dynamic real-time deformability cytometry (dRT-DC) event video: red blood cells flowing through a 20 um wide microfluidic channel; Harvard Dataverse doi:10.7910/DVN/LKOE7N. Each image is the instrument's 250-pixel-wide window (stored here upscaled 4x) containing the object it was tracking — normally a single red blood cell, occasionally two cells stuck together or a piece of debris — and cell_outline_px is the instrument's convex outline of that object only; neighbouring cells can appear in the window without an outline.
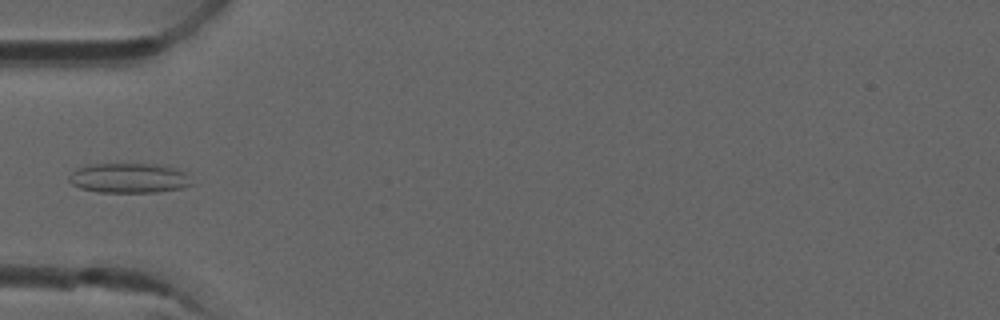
{"species": "common noctule bat (a hibernating species)", "species_latin": "Nyctalus noctula", "temperature_condition": "room temperature", "stored_images_in_passage": 6, "camera_frame_rate_fps": 3000, "um_per_image_px": 0.085, "animal": {"sex": "male", "forearm_length_mm": 52.5}, "frame": {"image": 1, "passage_image": 5, "time_ms": 1.333, "image_size_px": [1000, 320], "cell_outline_px": [[192, 184], [180, 188], [156, 192], [96, 192], [80, 188], [72, 184], [68, 180], [68, 176], [76, 168], [88, 164], [160, 164], [176, 168], [184, 172]], "centroid_in_image_um": [10.91, 15.13], "position_along_channel_um": 74.1, "area_um2": 21.33}}
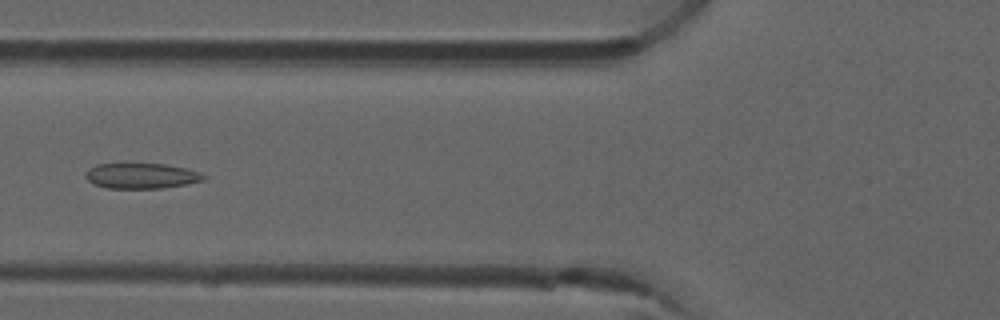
{"frame": {"image": 2, "passage_image": 6, "time_ms": 1.667, "image_size_px": [1000, 320], "cell_outline_px": [[208, 176], [204, 180], [188, 184], [160, 188], [108, 188], [96, 184], [88, 180], [84, 176], [84, 172], [88, 168], [96, 164], [164, 164], [188, 168], [200, 172]], "centroid_in_image_um": [12.04, 14.94], "position_along_channel_um": 113.8, "area_um2": 17.57}}